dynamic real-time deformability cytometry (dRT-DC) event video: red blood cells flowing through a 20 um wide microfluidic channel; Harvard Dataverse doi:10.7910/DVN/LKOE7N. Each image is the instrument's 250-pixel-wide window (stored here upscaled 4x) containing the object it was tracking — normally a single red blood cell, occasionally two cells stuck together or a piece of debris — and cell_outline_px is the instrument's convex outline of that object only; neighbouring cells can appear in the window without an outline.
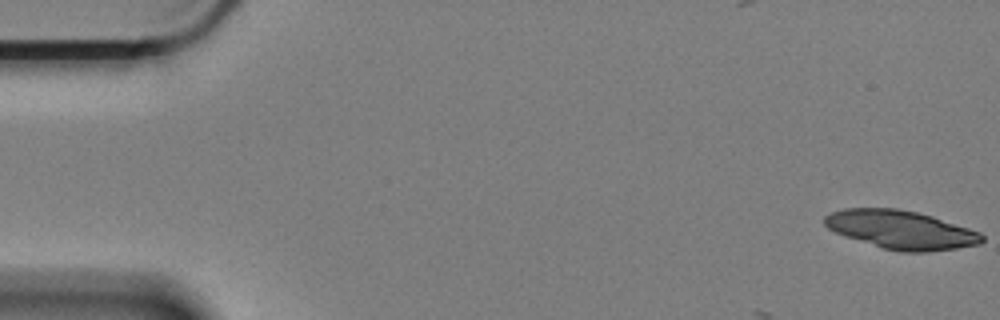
{"species": "Egyptian fruit bat (a non-hibernating species)", "species_latin": "Rousettus aegyptiacus", "temperature_condition": "cold", "stored_images_in_passage": 10, "camera_frame_rate_fps": 3000, "um_per_image_px": 0.085, "animal": {"sex": "female"}, "frame": {"image": 1, "passage_image": 1, "time_ms": 0.0, "image_size_px": [1000, 320], "cell_outline_px": [[984, 240], [980, 244], [956, 248], [924, 252], [900, 252], [884, 248], [836, 232], [828, 228], [824, 224], [824, 216], [832, 212], [844, 208], [896, 208], [916, 212], [932, 216], [980, 232], [984, 236]], "centroid_in_image_um": [76.6, 19.52], "position_along_channel_um": 8.4, "area_um2": 34.85}}